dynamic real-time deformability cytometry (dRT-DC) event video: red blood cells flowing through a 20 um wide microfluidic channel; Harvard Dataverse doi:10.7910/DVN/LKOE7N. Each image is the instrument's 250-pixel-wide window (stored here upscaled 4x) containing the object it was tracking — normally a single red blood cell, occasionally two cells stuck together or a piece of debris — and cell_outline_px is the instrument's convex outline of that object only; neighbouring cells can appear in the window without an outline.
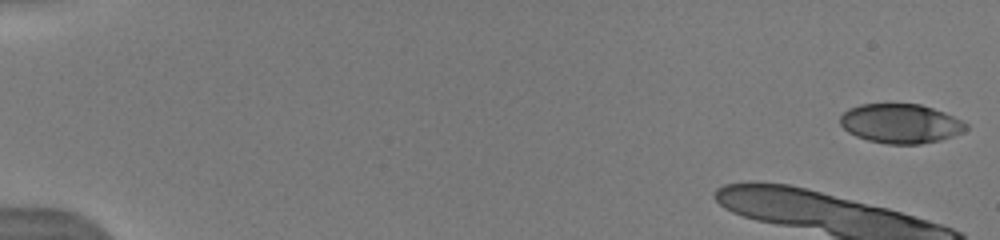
{"species": "human", "species_latin": "Homo sapiens", "temperature_condition": "warm", "stored_images_in_passage": 12, "camera_frame_rate_fps": 3000, "um_per_image_px": 0.085, "donor": {"sex": "male"}, "frame": {"image": 1, "passage_image": 1, "time_ms": 0.0, "image_size_px": [1000, 240], "cell_outline_px": [[968, 128], [964, 132], [940, 140], [920, 144], [888, 144], [868, 140], [856, 136], [848, 132], [840, 124], [840, 116], [848, 108], [860, 104], [920, 104], [944, 112], [968, 124]], "centroid_in_image_um": [76.54, 10.5], "position_along_channel_um": 8.5, "area_um2": 28.84}}